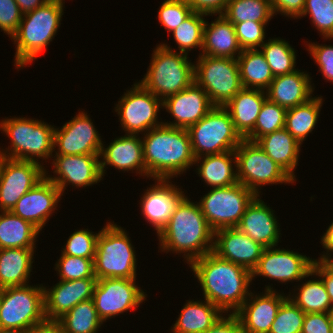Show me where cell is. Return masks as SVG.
Here are the masks:
<instances>
[{
	"mask_svg": "<svg viewBox=\"0 0 333 333\" xmlns=\"http://www.w3.org/2000/svg\"><path fill=\"white\" fill-rule=\"evenodd\" d=\"M45 319L43 285L2 288L0 328L29 330Z\"/></svg>",
	"mask_w": 333,
	"mask_h": 333,
	"instance_id": "7c38bea8",
	"label": "cell"
},
{
	"mask_svg": "<svg viewBox=\"0 0 333 333\" xmlns=\"http://www.w3.org/2000/svg\"><path fill=\"white\" fill-rule=\"evenodd\" d=\"M268 23L246 21L235 23V33L242 50H254L265 43V27Z\"/></svg>",
	"mask_w": 333,
	"mask_h": 333,
	"instance_id": "c3c4849f",
	"label": "cell"
},
{
	"mask_svg": "<svg viewBox=\"0 0 333 333\" xmlns=\"http://www.w3.org/2000/svg\"><path fill=\"white\" fill-rule=\"evenodd\" d=\"M149 65L139 83L162 101L194 83V63L165 43L153 50Z\"/></svg>",
	"mask_w": 333,
	"mask_h": 333,
	"instance_id": "8992f818",
	"label": "cell"
},
{
	"mask_svg": "<svg viewBox=\"0 0 333 333\" xmlns=\"http://www.w3.org/2000/svg\"><path fill=\"white\" fill-rule=\"evenodd\" d=\"M257 195L241 183L211 188L198 202L207 223L215 232L236 228L246 208Z\"/></svg>",
	"mask_w": 333,
	"mask_h": 333,
	"instance_id": "8fae6325",
	"label": "cell"
},
{
	"mask_svg": "<svg viewBox=\"0 0 333 333\" xmlns=\"http://www.w3.org/2000/svg\"><path fill=\"white\" fill-rule=\"evenodd\" d=\"M96 278H83L72 281L60 280L51 288L44 289V313L48 320H58L76 304L91 299L96 286Z\"/></svg>",
	"mask_w": 333,
	"mask_h": 333,
	"instance_id": "7402d4cb",
	"label": "cell"
},
{
	"mask_svg": "<svg viewBox=\"0 0 333 333\" xmlns=\"http://www.w3.org/2000/svg\"><path fill=\"white\" fill-rule=\"evenodd\" d=\"M205 14L193 12L182 24L172 31L180 53L188 55L192 48L202 49Z\"/></svg>",
	"mask_w": 333,
	"mask_h": 333,
	"instance_id": "60d3db41",
	"label": "cell"
},
{
	"mask_svg": "<svg viewBox=\"0 0 333 333\" xmlns=\"http://www.w3.org/2000/svg\"><path fill=\"white\" fill-rule=\"evenodd\" d=\"M189 300L171 328L172 333H204L212 327L223 312L210 301Z\"/></svg>",
	"mask_w": 333,
	"mask_h": 333,
	"instance_id": "d6a6232c",
	"label": "cell"
},
{
	"mask_svg": "<svg viewBox=\"0 0 333 333\" xmlns=\"http://www.w3.org/2000/svg\"><path fill=\"white\" fill-rule=\"evenodd\" d=\"M42 163L0 156V212L11 211L17 201L45 177Z\"/></svg>",
	"mask_w": 333,
	"mask_h": 333,
	"instance_id": "9a60e30c",
	"label": "cell"
},
{
	"mask_svg": "<svg viewBox=\"0 0 333 333\" xmlns=\"http://www.w3.org/2000/svg\"><path fill=\"white\" fill-rule=\"evenodd\" d=\"M323 39H333V37H323ZM308 47L311 57L315 60V63L319 66V71L323 74L326 80L333 83V46L332 45H320L319 43H308Z\"/></svg>",
	"mask_w": 333,
	"mask_h": 333,
	"instance_id": "681fc988",
	"label": "cell"
},
{
	"mask_svg": "<svg viewBox=\"0 0 333 333\" xmlns=\"http://www.w3.org/2000/svg\"><path fill=\"white\" fill-rule=\"evenodd\" d=\"M40 230L31 222L23 220L11 211L0 213V249L36 248Z\"/></svg>",
	"mask_w": 333,
	"mask_h": 333,
	"instance_id": "836d02e7",
	"label": "cell"
},
{
	"mask_svg": "<svg viewBox=\"0 0 333 333\" xmlns=\"http://www.w3.org/2000/svg\"><path fill=\"white\" fill-rule=\"evenodd\" d=\"M286 110L285 107L266 99L256 119L254 129L244 139L255 142L268 133L283 129Z\"/></svg>",
	"mask_w": 333,
	"mask_h": 333,
	"instance_id": "b9f144b4",
	"label": "cell"
},
{
	"mask_svg": "<svg viewBox=\"0 0 333 333\" xmlns=\"http://www.w3.org/2000/svg\"><path fill=\"white\" fill-rule=\"evenodd\" d=\"M22 16L15 0H0V29L10 38L17 32Z\"/></svg>",
	"mask_w": 333,
	"mask_h": 333,
	"instance_id": "f907efd6",
	"label": "cell"
},
{
	"mask_svg": "<svg viewBox=\"0 0 333 333\" xmlns=\"http://www.w3.org/2000/svg\"><path fill=\"white\" fill-rule=\"evenodd\" d=\"M0 333H28V330L14 328H0Z\"/></svg>",
	"mask_w": 333,
	"mask_h": 333,
	"instance_id": "94428289",
	"label": "cell"
},
{
	"mask_svg": "<svg viewBox=\"0 0 333 333\" xmlns=\"http://www.w3.org/2000/svg\"><path fill=\"white\" fill-rule=\"evenodd\" d=\"M264 55L270 69L275 76L290 74L296 71V51L284 39L273 38L259 49Z\"/></svg>",
	"mask_w": 333,
	"mask_h": 333,
	"instance_id": "ab89813d",
	"label": "cell"
},
{
	"mask_svg": "<svg viewBox=\"0 0 333 333\" xmlns=\"http://www.w3.org/2000/svg\"><path fill=\"white\" fill-rule=\"evenodd\" d=\"M99 135L89 115L80 111L62 128H55L54 155H100L104 143Z\"/></svg>",
	"mask_w": 333,
	"mask_h": 333,
	"instance_id": "e0dca14e",
	"label": "cell"
},
{
	"mask_svg": "<svg viewBox=\"0 0 333 333\" xmlns=\"http://www.w3.org/2000/svg\"><path fill=\"white\" fill-rule=\"evenodd\" d=\"M61 196L63 195L58 187L45 176L17 201L11 212L42 231Z\"/></svg>",
	"mask_w": 333,
	"mask_h": 333,
	"instance_id": "d6986e66",
	"label": "cell"
},
{
	"mask_svg": "<svg viewBox=\"0 0 333 333\" xmlns=\"http://www.w3.org/2000/svg\"><path fill=\"white\" fill-rule=\"evenodd\" d=\"M198 56L194 82L208 94L213 106L224 107L243 88L237 58Z\"/></svg>",
	"mask_w": 333,
	"mask_h": 333,
	"instance_id": "9c48e42d",
	"label": "cell"
},
{
	"mask_svg": "<svg viewBox=\"0 0 333 333\" xmlns=\"http://www.w3.org/2000/svg\"><path fill=\"white\" fill-rule=\"evenodd\" d=\"M326 263L333 269V258H330Z\"/></svg>",
	"mask_w": 333,
	"mask_h": 333,
	"instance_id": "6125c7cd",
	"label": "cell"
},
{
	"mask_svg": "<svg viewBox=\"0 0 333 333\" xmlns=\"http://www.w3.org/2000/svg\"><path fill=\"white\" fill-rule=\"evenodd\" d=\"M34 249H0V288L25 286L32 271Z\"/></svg>",
	"mask_w": 333,
	"mask_h": 333,
	"instance_id": "1f68e13d",
	"label": "cell"
},
{
	"mask_svg": "<svg viewBox=\"0 0 333 333\" xmlns=\"http://www.w3.org/2000/svg\"><path fill=\"white\" fill-rule=\"evenodd\" d=\"M234 153L238 182L256 195L260 196V187L266 184H292L295 181L256 142L243 139Z\"/></svg>",
	"mask_w": 333,
	"mask_h": 333,
	"instance_id": "30bf717a",
	"label": "cell"
},
{
	"mask_svg": "<svg viewBox=\"0 0 333 333\" xmlns=\"http://www.w3.org/2000/svg\"><path fill=\"white\" fill-rule=\"evenodd\" d=\"M266 92L260 89L242 88L224 107L230 113L236 131L244 139L253 129Z\"/></svg>",
	"mask_w": 333,
	"mask_h": 333,
	"instance_id": "f1b7e54d",
	"label": "cell"
},
{
	"mask_svg": "<svg viewBox=\"0 0 333 333\" xmlns=\"http://www.w3.org/2000/svg\"><path fill=\"white\" fill-rule=\"evenodd\" d=\"M257 195L246 208L236 228L263 247H276L279 243L280 224L274 210Z\"/></svg>",
	"mask_w": 333,
	"mask_h": 333,
	"instance_id": "d4e9b609",
	"label": "cell"
},
{
	"mask_svg": "<svg viewBox=\"0 0 333 333\" xmlns=\"http://www.w3.org/2000/svg\"><path fill=\"white\" fill-rule=\"evenodd\" d=\"M312 78L299 69L290 74L275 76L265 90L266 97L286 109L303 104L313 96Z\"/></svg>",
	"mask_w": 333,
	"mask_h": 333,
	"instance_id": "4316f807",
	"label": "cell"
},
{
	"mask_svg": "<svg viewBox=\"0 0 333 333\" xmlns=\"http://www.w3.org/2000/svg\"><path fill=\"white\" fill-rule=\"evenodd\" d=\"M135 280L126 278L97 280L92 300L98 317L103 322L130 309L135 311L146 300L147 294L137 286Z\"/></svg>",
	"mask_w": 333,
	"mask_h": 333,
	"instance_id": "5bb4252c",
	"label": "cell"
},
{
	"mask_svg": "<svg viewBox=\"0 0 333 333\" xmlns=\"http://www.w3.org/2000/svg\"><path fill=\"white\" fill-rule=\"evenodd\" d=\"M53 157V173L56 176L48 175L47 172L45 176L58 187L62 195L69 184L76 188H85L103 179L99 155H53Z\"/></svg>",
	"mask_w": 333,
	"mask_h": 333,
	"instance_id": "ac0fdd59",
	"label": "cell"
},
{
	"mask_svg": "<svg viewBox=\"0 0 333 333\" xmlns=\"http://www.w3.org/2000/svg\"><path fill=\"white\" fill-rule=\"evenodd\" d=\"M183 196L176 204L166 226L157 235L162 252L183 253L190 265L196 259L213 252L214 231L202 213L198 202Z\"/></svg>",
	"mask_w": 333,
	"mask_h": 333,
	"instance_id": "7a4b0ae2",
	"label": "cell"
},
{
	"mask_svg": "<svg viewBox=\"0 0 333 333\" xmlns=\"http://www.w3.org/2000/svg\"><path fill=\"white\" fill-rule=\"evenodd\" d=\"M259 147L295 181L301 144L285 129L268 133L255 141Z\"/></svg>",
	"mask_w": 333,
	"mask_h": 333,
	"instance_id": "f546056e",
	"label": "cell"
},
{
	"mask_svg": "<svg viewBox=\"0 0 333 333\" xmlns=\"http://www.w3.org/2000/svg\"><path fill=\"white\" fill-rule=\"evenodd\" d=\"M142 135L146 172L150 179L171 180L193 166L195 157L187 129L162 124Z\"/></svg>",
	"mask_w": 333,
	"mask_h": 333,
	"instance_id": "3957f363",
	"label": "cell"
},
{
	"mask_svg": "<svg viewBox=\"0 0 333 333\" xmlns=\"http://www.w3.org/2000/svg\"><path fill=\"white\" fill-rule=\"evenodd\" d=\"M190 268L203 290V298L223 313L235 314L249 297L251 271L210 252L193 261ZM226 311V312H225Z\"/></svg>",
	"mask_w": 333,
	"mask_h": 333,
	"instance_id": "6da1fadb",
	"label": "cell"
},
{
	"mask_svg": "<svg viewBox=\"0 0 333 333\" xmlns=\"http://www.w3.org/2000/svg\"><path fill=\"white\" fill-rule=\"evenodd\" d=\"M333 313H305L301 333H332Z\"/></svg>",
	"mask_w": 333,
	"mask_h": 333,
	"instance_id": "816d5d0a",
	"label": "cell"
},
{
	"mask_svg": "<svg viewBox=\"0 0 333 333\" xmlns=\"http://www.w3.org/2000/svg\"><path fill=\"white\" fill-rule=\"evenodd\" d=\"M307 280L296 288L297 293L287 295L304 313H333L330 297L321 279ZM299 291V292H298Z\"/></svg>",
	"mask_w": 333,
	"mask_h": 333,
	"instance_id": "8d00e7d4",
	"label": "cell"
},
{
	"mask_svg": "<svg viewBox=\"0 0 333 333\" xmlns=\"http://www.w3.org/2000/svg\"><path fill=\"white\" fill-rule=\"evenodd\" d=\"M100 170L102 177L106 166L122 171H134L148 178L143 154V143L139 135L125 134L116 137L109 146L101 147Z\"/></svg>",
	"mask_w": 333,
	"mask_h": 333,
	"instance_id": "484cf974",
	"label": "cell"
},
{
	"mask_svg": "<svg viewBox=\"0 0 333 333\" xmlns=\"http://www.w3.org/2000/svg\"><path fill=\"white\" fill-rule=\"evenodd\" d=\"M265 249L237 228L214 232L213 253L223 260L241 265L252 272Z\"/></svg>",
	"mask_w": 333,
	"mask_h": 333,
	"instance_id": "603a6c76",
	"label": "cell"
},
{
	"mask_svg": "<svg viewBox=\"0 0 333 333\" xmlns=\"http://www.w3.org/2000/svg\"><path fill=\"white\" fill-rule=\"evenodd\" d=\"M195 158L234 151L243 138L225 107L214 106L200 121L187 128Z\"/></svg>",
	"mask_w": 333,
	"mask_h": 333,
	"instance_id": "ba28073f",
	"label": "cell"
},
{
	"mask_svg": "<svg viewBox=\"0 0 333 333\" xmlns=\"http://www.w3.org/2000/svg\"><path fill=\"white\" fill-rule=\"evenodd\" d=\"M193 13L186 0H164L158 11V20L172 32Z\"/></svg>",
	"mask_w": 333,
	"mask_h": 333,
	"instance_id": "7dc6e473",
	"label": "cell"
},
{
	"mask_svg": "<svg viewBox=\"0 0 333 333\" xmlns=\"http://www.w3.org/2000/svg\"><path fill=\"white\" fill-rule=\"evenodd\" d=\"M171 180L155 179L140 199L141 214L157 235L166 226L178 201L185 195ZM152 186V187H151Z\"/></svg>",
	"mask_w": 333,
	"mask_h": 333,
	"instance_id": "cb8c5ba5",
	"label": "cell"
},
{
	"mask_svg": "<svg viewBox=\"0 0 333 333\" xmlns=\"http://www.w3.org/2000/svg\"><path fill=\"white\" fill-rule=\"evenodd\" d=\"M64 1L49 0L34 11L23 14L17 32L11 37L16 44V69L26 67L49 46L61 25Z\"/></svg>",
	"mask_w": 333,
	"mask_h": 333,
	"instance_id": "277c9868",
	"label": "cell"
},
{
	"mask_svg": "<svg viewBox=\"0 0 333 333\" xmlns=\"http://www.w3.org/2000/svg\"><path fill=\"white\" fill-rule=\"evenodd\" d=\"M213 107L208 94L194 82L188 88L162 101V108L175 119L174 122L163 124L187 129L200 121Z\"/></svg>",
	"mask_w": 333,
	"mask_h": 333,
	"instance_id": "44dd1931",
	"label": "cell"
},
{
	"mask_svg": "<svg viewBox=\"0 0 333 333\" xmlns=\"http://www.w3.org/2000/svg\"><path fill=\"white\" fill-rule=\"evenodd\" d=\"M28 333H63V330L58 320L45 319L43 322L32 326Z\"/></svg>",
	"mask_w": 333,
	"mask_h": 333,
	"instance_id": "6f0895ef",
	"label": "cell"
},
{
	"mask_svg": "<svg viewBox=\"0 0 333 333\" xmlns=\"http://www.w3.org/2000/svg\"><path fill=\"white\" fill-rule=\"evenodd\" d=\"M94 233L88 229L75 231L69 236L61 255L94 259L99 232Z\"/></svg>",
	"mask_w": 333,
	"mask_h": 333,
	"instance_id": "bcb514c9",
	"label": "cell"
},
{
	"mask_svg": "<svg viewBox=\"0 0 333 333\" xmlns=\"http://www.w3.org/2000/svg\"><path fill=\"white\" fill-rule=\"evenodd\" d=\"M274 16L282 14L285 17L296 18L302 14L305 0H270ZM277 13V14H276Z\"/></svg>",
	"mask_w": 333,
	"mask_h": 333,
	"instance_id": "f5cc1de1",
	"label": "cell"
},
{
	"mask_svg": "<svg viewBox=\"0 0 333 333\" xmlns=\"http://www.w3.org/2000/svg\"><path fill=\"white\" fill-rule=\"evenodd\" d=\"M136 262V253L127 231L114 221L107 222L97 238L93 260L96 279H136Z\"/></svg>",
	"mask_w": 333,
	"mask_h": 333,
	"instance_id": "52a82bcc",
	"label": "cell"
},
{
	"mask_svg": "<svg viewBox=\"0 0 333 333\" xmlns=\"http://www.w3.org/2000/svg\"><path fill=\"white\" fill-rule=\"evenodd\" d=\"M242 87L266 90L274 75L259 49L242 50L237 57Z\"/></svg>",
	"mask_w": 333,
	"mask_h": 333,
	"instance_id": "e575fe53",
	"label": "cell"
},
{
	"mask_svg": "<svg viewBox=\"0 0 333 333\" xmlns=\"http://www.w3.org/2000/svg\"><path fill=\"white\" fill-rule=\"evenodd\" d=\"M94 259L61 255L55 263V270L61 280L72 281L83 278H96L94 275Z\"/></svg>",
	"mask_w": 333,
	"mask_h": 333,
	"instance_id": "f6af8a7d",
	"label": "cell"
},
{
	"mask_svg": "<svg viewBox=\"0 0 333 333\" xmlns=\"http://www.w3.org/2000/svg\"><path fill=\"white\" fill-rule=\"evenodd\" d=\"M322 104V96H314L307 102L286 110L284 128L301 145L315 128Z\"/></svg>",
	"mask_w": 333,
	"mask_h": 333,
	"instance_id": "d590c367",
	"label": "cell"
},
{
	"mask_svg": "<svg viewBox=\"0 0 333 333\" xmlns=\"http://www.w3.org/2000/svg\"><path fill=\"white\" fill-rule=\"evenodd\" d=\"M222 315L218 321L204 333H244L242 324L236 314Z\"/></svg>",
	"mask_w": 333,
	"mask_h": 333,
	"instance_id": "11a10c76",
	"label": "cell"
},
{
	"mask_svg": "<svg viewBox=\"0 0 333 333\" xmlns=\"http://www.w3.org/2000/svg\"><path fill=\"white\" fill-rule=\"evenodd\" d=\"M313 275L320 276L330 297L333 308V269L326 262L314 261Z\"/></svg>",
	"mask_w": 333,
	"mask_h": 333,
	"instance_id": "9f6ffc18",
	"label": "cell"
},
{
	"mask_svg": "<svg viewBox=\"0 0 333 333\" xmlns=\"http://www.w3.org/2000/svg\"><path fill=\"white\" fill-rule=\"evenodd\" d=\"M261 295L250 292L241 308L235 313L244 333H269L277 311L287 298L283 293L276 292L271 285L265 286Z\"/></svg>",
	"mask_w": 333,
	"mask_h": 333,
	"instance_id": "ffe728a7",
	"label": "cell"
},
{
	"mask_svg": "<svg viewBox=\"0 0 333 333\" xmlns=\"http://www.w3.org/2000/svg\"><path fill=\"white\" fill-rule=\"evenodd\" d=\"M194 164H198V168H196L198 171L196 172L205 181L207 186L219 188L238 183L237 169H234L236 168L234 151L204 155L195 158Z\"/></svg>",
	"mask_w": 333,
	"mask_h": 333,
	"instance_id": "4dcf8cb0",
	"label": "cell"
},
{
	"mask_svg": "<svg viewBox=\"0 0 333 333\" xmlns=\"http://www.w3.org/2000/svg\"><path fill=\"white\" fill-rule=\"evenodd\" d=\"M222 15L234 25L246 21L267 23L274 13L270 0H230Z\"/></svg>",
	"mask_w": 333,
	"mask_h": 333,
	"instance_id": "f35d334b",
	"label": "cell"
},
{
	"mask_svg": "<svg viewBox=\"0 0 333 333\" xmlns=\"http://www.w3.org/2000/svg\"><path fill=\"white\" fill-rule=\"evenodd\" d=\"M325 231L326 232L321 237V243L326 252H324L319 259H315L316 261L319 262H326L331 258L332 255L331 253H333V222L329 225V227Z\"/></svg>",
	"mask_w": 333,
	"mask_h": 333,
	"instance_id": "680465c9",
	"label": "cell"
},
{
	"mask_svg": "<svg viewBox=\"0 0 333 333\" xmlns=\"http://www.w3.org/2000/svg\"><path fill=\"white\" fill-rule=\"evenodd\" d=\"M10 138V146L0 150V156L40 163L52 159L54 152V125L27 117H11L0 122V131ZM8 149V150H7Z\"/></svg>",
	"mask_w": 333,
	"mask_h": 333,
	"instance_id": "5b68a950",
	"label": "cell"
},
{
	"mask_svg": "<svg viewBox=\"0 0 333 333\" xmlns=\"http://www.w3.org/2000/svg\"><path fill=\"white\" fill-rule=\"evenodd\" d=\"M193 12L205 15H222L230 0H186Z\"/></svg>",
	"mask_w": 333,
	"mask_h": 333,
	"instance_id": "db71d44e",
	"label": "cell"
},
{
	"mask_svg": "<svg viewBox=\"0 0 333 333\" xmlns=\"http://www.w3.org/2000/svg\"><path fill=\"white\" fill-rule=\"evenodd\" d=\"M58 322L63 333H97L104 323L98 317L92 298L76 304Z\"/></svg>",
	"mask_w": 333,
	"mask_h": 333,
	"instance_id": "74e56055",
	"label": "cell"
},
{
	"mask_svg": "<svg viewBox=\"0 0 333 333\" xmlns=\"http://www.w3.org/2000/svg\"><path fill=\"white\" fill-rule=\"evenodd\" d=\"M315 259L290 249L265 248L257 266L252 270V280L258 275L281 283L301 281L313 276Z\"/></svg>",
	"mask_w": 333,
	"mask_h": 333,
	"instance_id": "2e32d148",
	"label": "cell"
},
{
	"mask_svg": "<svg viewBox=\"0 0 333 333\" xmlns=\"http://www.w3.org/2000/svg\"><path fill=\"white\" fill-rule=\"evenodd\" d=\"M116 105L115 112L126 134L139 135L163 124L157 116L162 108V100L139 82L124 92Z\"/></svg>",
	"mask_w": 333,
	"mask_h": 333,
	"instance_id": "4fadbf2b",
	"label": "cell"
},
{
	"mask_svg": "<svg viewBox=\"0 0 333 333\" xmlns=\"http://www.w3.org/2000/svg\"><path fill=\"white\" fill-rule=\"evenodd\" d=\"M1 295H2V288H0V305H1Z\"/></svg>",
	"mask_w": 333,
	"mask_h": 333,
	"instance_id": "be15d7a7",
	"label": "cell"
},
{
	"mask_svg": "<svg viewBox=\"0 0 333 333\" xmlns=\"http://www.w3.org/2000/svg\"><path fill=\"white\" fill-rule=\"evenodd\" d=\"M201 51L199 55L212 57L237 58L241 54L242 49L234 25L223 15H219L209 24L205 22Z\"/></svg>",
	"mask_w": 333,
	"mask_h": 333,
	"instance_id": "83f0119b",
	"label": "cell"
},
{
	"mask_svg": "<svg viewBox=\"0 0 333 333\" xmlns=\"http://www.w3.org/2000/svg\"><path fill=\"white\" fill-rule=\"evenodd\" d=\"M22 14L34 11L45 5L49 0H15Z\"/></svg>",
	"mask_w": 333,
	"mask_h": 333,
	"instance_id": "91938a15",
	"label": "cell"
},
{
	"mask_svg": "<svg viewBox=\"0 0 333 333\" xmlns=\"http://www.w3.org/2000/svg\"><path fill=\"white\" fill-rule=\"evenodd\" d=\"M310 14L311 22L323 37H333V0H305L299 19Z\"/></svg>",
	"mask_w": 333,
	"mask_h": 333,
	"instance_id": "ee69618b",
	"label": "cell"
},
{
	"mask_svg": "<svg viewBox=\"0 0 333 333\" xmlns=\"http://www.w3.org/2000/svg\"><path fill=\"white\" fill-rule=\"evenodd\" d=\"M305 313L286 298L280 305L269 333H301Z\"/></svg>",
	"mask_w": 333,
	"mask_h": 333,
	"instance_id": "7bdbcfd3",
	"label": "cell"
}]
</instances>
